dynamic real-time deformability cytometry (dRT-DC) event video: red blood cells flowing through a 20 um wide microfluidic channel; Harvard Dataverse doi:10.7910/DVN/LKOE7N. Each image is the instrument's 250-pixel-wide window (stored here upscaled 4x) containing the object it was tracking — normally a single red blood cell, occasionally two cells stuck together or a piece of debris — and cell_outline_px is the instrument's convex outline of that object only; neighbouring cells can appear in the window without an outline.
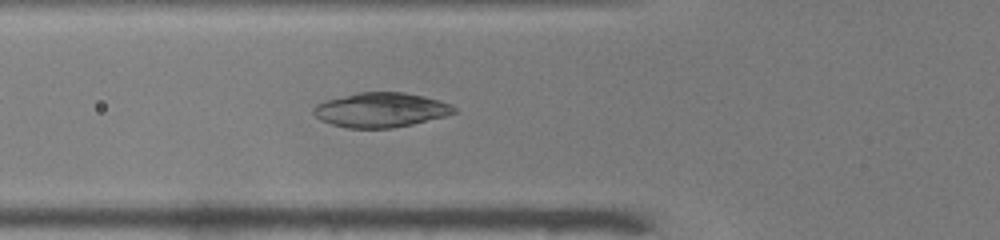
{"species": "common noctule bat (a hibernating species)", "species_latin": "Nyctalus noctula", "temperature_condition": "warm", "stored_images_in_passage": 49, "camera_frame_rate_fps": 3000, "um_per_image_px": 0.085, "animal": {"sex": "male", "body_mass_g": 19.0, "forearm_length_mm": 50.8}, "frame": {"image": 1, "passage_image": 18, "time_ms": 5.667, "image_size_px": [1000, 240], "cell_outline_px": [[456, 112], [444, 116], [412, 124], [392, 128], [348, 128], [332, 124], [320, 120], [312, 112], [312, 108], [316, 104], [328, 100], [360, 92], [404, 92], [424, 96], [440, 100], [452, 104], [456, 108]], "centroid_in_image_um": [32.38, 9.34], "position_along_channel_um": 93.4, "area_um2": 28.21}}
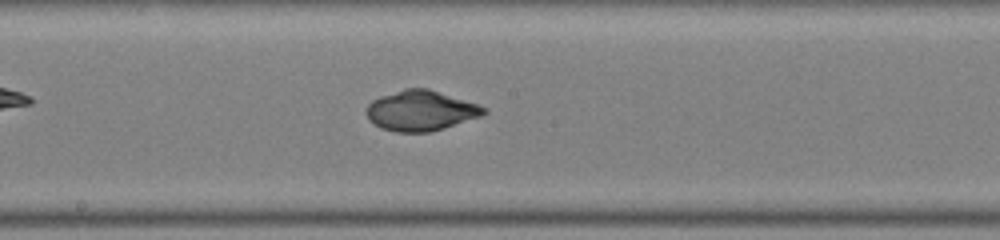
{"frame": {"image": 2, "passage_image": 27, "time_ms": 8.667, "image_size_px": [1000, 240], "cell_outline_px": [[488, 112], [480, 116], [444, 128], [428, 132], [396, 132], [380, 128], [368, 120], [364, 112], [368, 104], [372, 100], [380, 96], [404, 88], [428, 88], [488, 108]], "centroid_in_image_um": [35.71, 9.41], "position_along_channel_um": 212.5, "area_um2": 27.57}}
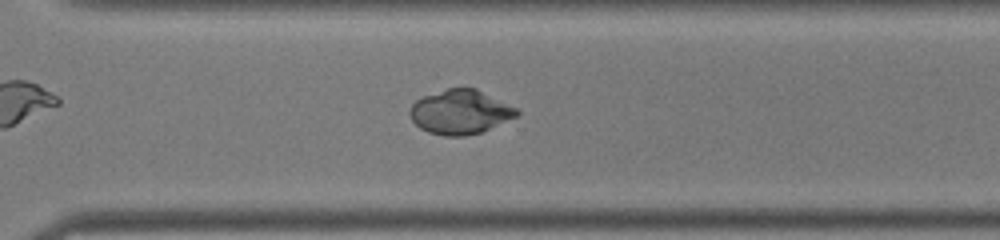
{"frame": {"image": 3, "passage_image": 36, "time_ms": 11.667, "image_size_px": [1000, 240], "cell_outline_px": [[520, 112], [516, 116], [480, 132], [464, 136], [444, 136], [428, 132], [420, 128], [412, 120], [408, 112], [412, 104], [416, 100], [424, 96], [448, 88], [476, 88], [520, 108]], "centroid_in_image_um": [39.13, 9.51], "position_along_channel_um": 331.5, "area_um2": 27.57}}